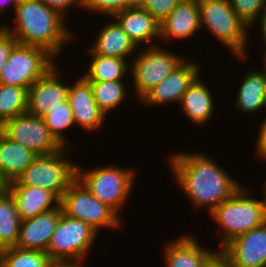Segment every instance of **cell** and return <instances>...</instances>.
I'll return each instance as SVG.
<instances>
[{
  "instance_id": "cell-1",
  "label": "cell",
  "mask_w": 266,
  "mask_h": 267,
  "mask_svg": "<svg viewBox=\"0 0 266 267\" xmlns=\"http://www.w3.org/2000/svg\"><path fill=\"white\" fill-rule=\"evenodd\" d=\"M169 157L176 184L196 209L208 207L207 213L210 214L241 187L238 180L228 175L207 154L181 151Z\"/></svg>"
},
{
  "instance_id": "cell-2",
  "label": "cell",
  "mask_w": 266,
  "mask_h": 267,
  "mask_svg": "<svg viewBox=\"0 0 266 267\" xmlns=\"http://www.w3.org/2000/svg\"><path fill=\"white\" fill-rule=\"evenodd\" d=\"M14 12L15 26H1L20 44L42 47L56 58L75 37L66 19L40 0H19Z\"/></svg>"
},
{
  "instance_id": "cell-3",
  "label": "cell",
  "mask_w": 266,
  "mask_h": 267,
  "mask_svg": "<svg viewBox=\"0 0 266 267\" xmlns=\"http://www.w3.org/2000/svg\"><path fill=\"white\" fill-rule=\"evenodd\" d=\"M248 192L241 186L209 214L223 231L219 234L222 235L219 250L234 238L266 222V207L262 199L250 198Z\"/></svg>"
},
{
  "instance_id": "cell-4",
  "label": "cell",
  "mask_w": 266,
  "mask_h": 267,
  "mask_svg": "<svg viewBox=\"0 0 266 267\" xmlns=\"http://www.w3.org/2000/svg\"><path fill=\"white\" fill-rule=\"evenodd\" d=\"M200 26H206L232 52L233 56L245 61L249 28L233 11L229 0H198Z\"/></svg>"
},
{
  "instance_id": "cell-5",
  "label": "cell",
  "mask_w": 266,
  "mask_h": 267,
  "mask_svg": "<svg viewBox=\"0 0 266 267\" xmlns=\"http://www.w3.org/2000/svg\"><path fill=\"white\" fill-rule=\"evenodd\" d=\"M72 147H63L55 153L37 155L16 181L10 185H31L52 192L61 200L64 192L76 179L77 164L66 159ZM67 151V152H66Z\"/></svg>"
},
{
  "instance_id": "cell-6",
  "label": "cell",
  "mask_w": 266,
  "mask_h": 267,
  "mask_svg": "<svg viewBox=\"0 0 266 267\" xmlns=\"http://www.w3.org/2000/svg\"><path fill=\"white\" fill-rule=\"evenodd\" d=\"M135 174L133 169L116 167L114 164L97 166L86 171L78 164L76 167V178L94 197L118 215L128 202Z\"/></svg>"
},
{
  "instance_id": "cell-7",
  "label": "cell",
  "mask_w": 266,
  "mask_h": 267,
  "mask_svg": "<svg viewBox=\"0 0 266 267\" xmlns=\"http://www.w3.org/2000/svg\"><path fill=\"white\" fill-rule=\"evenodd\" d=\"M60 206L64 214L87 223L98 233L103 228L122 226L120 215L94 197L77 178L64 192Z\"/></svg>"
},
{
  "instance_id": "cell-8",
  "label": "cell",
  "mask_w": 266,
  "mask_h": 267,
  "mask_svg": "<svg viewBox=\"0 0 266 267\" xmlns=\"http://www.w3.org/2000/svg\"><path fill=\"white\" fill-rule=\"evenodd\" d=\"M160 44L151 41V45L141 47L130 66L134 86V92L139 100L153 87L163 81L187 58L180 57L176 53L169 52Z\"/></svg>"
},
{
  "instance_id": "cell-9",
  "label": "cell",
  "mask_w": 266,
  "mask_h": 267,
  "mask_svg": "<svg viewBox=\"0 0 266 267\" xmlns=\"http://www.w3.org/2000/svg\"><path fill=\"white\" fill-rule=\"evenodd\" d=\"M56 58L46 49L17 43L0 74V84L27 90L55 64Z\"/></svg>"
},
{
  "instance_id": "cell-10",
  "label": "cell",
  "mask_w": 266,
  "mask_h": 267,
  "mask_svg": "<svg viewBox=\"0 0 266 267\" xmlns=\"http://www.w3.org/2000/svg\"><path fill=\"white\" fill-rule=\"evenodd\" d=\"M97 234L87 223L61 212L46 253L53 262L84 260Z\"/></svg>"
},
{
  "instance_id": "cell-11",
  "label": "cell",
  "mask_w": 266,
  "mask_h": 267,
  "mask_svg": "<svg viewBox=\"0 0 266 267\" xmlns=\"http://www.w3.org/2000/svg\"><path fill=\"white\" fill-rule=\"evenodd\" d=\"M0 131L36 155L52 154L63 148L50 133L44 119L28 112L5 121Z\"/></svg>"
},
{
  "instance_id": "cell-12",
  "label": "cell",
  "mask_w": 266,
  "mask_h": 267,
  "mask_svg": "<svg viewBox=\"0 0 266 267\" xmlns=\"http://www.w3.org/2000/svg\"><path fill=\"white\" fill-rule=\"evenodd\" d=\"M59 70L55 64L28 89V113L43 118L68 100L69 85L61 81Z\"/></svg>"
},
{
  "instance_id": "cell-13",
  "label": "cell",
  "mask_w": 266,
  "mask_h": 267,
  "mask_svg": "<svg viewBox=\"0 0 266 267\" xmlns=\"http://www.w3.org/2000/svg\"><path fill=\"white\" fill-rule=\"evenodd\" d=\"M221 251L231 267H266V222L234 238Z\"/></svg>"
},
{
  "instance_id": "cell-14",
  "label": "cell",
  "mask_w": 266,
  "mask_h": 267,
  "mask_svg": "<svg viewBox=\"0 0 266 267\" xmlns=\"http://www.w3.org/2000/svg\"><path fill=\"white\" fill-rule=\"evenodd\" d=\"M200 65L195 62H188L186 59L163 81L149 90L139 101L144 105H163L168 102H181L183 95L189 86L198 77ZM146 104V105H145Z\"/></svg>"
},
{
  "instance_id": "cell-15",
  "label": "cell",
  "mask_w": 266,
  "mask_h": 267,
  "mask_svg": "<svg viewBox=\"0 0 266 267\" xmlns=\"http://www.w3.org/2000/svg\"><path fill=\"white\" fill-rule=\"evenodd\" d=\"M68 102L77 126L87 132L102 128L106 115L96 104L91 84L83 75L69 86Z\"/></svg>"
},
{
  "instance_id": "cell-16",
  "label": "cell",
  "mask_w": 266,
  "mask_h": 267,
  "mask_svg": "<svg viewBox=\"0 0 266 267\" xmlns=\"http://www.w3.org/2000/svg\"><path fill=\"white\" fill-rule=\"evenodd\" d=\"M201 29L198 0H182L160 23V39H192Z\"/></svg>"
},
{
  "instance_id": "cell-17",
  "label": "cell",
  "mask_w": 266,
  "mask_h": 267,
  "mask_svg": "<svg viewBox=\"0 0 266 267\" xmlns=\"http://www.w3.org/2000/svg\"><path fill=\"white\" fill-rule=\"evenodd\" d=\"M61 206L34 218L22 220L16 248L47 251L51 236L56 229Z\"/></svg>"
},
{
  "instance_id": "cell-18",
  "label": "cell",
  "mask_w": 266,
  "mask_h": 267,
  "mask_svg": "<svg viewBox=\"0 0 266 267\" xmlns=\"http://www.w3.org/2000/svg\"><path fill=\"white\" fill-rule=\"evenodd\" d=\"M8 192L13 197L22 220L55 210L60 200L50 191L31 185H9Z\"/></svg>"
},
{
  "instance_id": "cell-19",
  "label": "cell",
  "mask_w": 266,
  "mask_h": 267,
  "mask_svg": "<svg viewBox=\"0 0 266 267\" xmlns=\"http://www.w3.org/2000/svg\"><path fill=\"white\" fill-rule=\"evenodd\" d=\"M114 18L123 31L139 48L142 43L160 38V23L140 5L127 8L117 14Z\"/></svg>"
},
{
  "instance_id": "cell-20",
  "label": "cell",
  "mask_w": 266,
  "mask_h": 267,
  "mask_svg": "<svg viewBox=\"0 0 266 267\" xmlns=\"http://www.w3.org/2000/svg\"><path fill=\"white\" fill-rule=\"evenodd\" d=\"M193 237L186 234L167 242L163 250L167 267H203L215 251L199 245Z\"/></svg>"
},
{
  "instance_id": "cell-21",
  "label": "cell",
  "mask_w": 266,
  "mask_h": 267,
  "mask_svg": "<svg viewBox=\"0 0 266 267\" xmlns=\"http://www.w3.org/2000/svg\"><path fill=\"white\" fill-rule=\"evenodd\" d=\"M104 26L89 47L92 54L128 59L138 47L123 31L115 19ZM133 53V54H132Z\"/></svg>"
},
{
  "instance_id": "cell-22",
  "label": "cell",
  "mask_w": 266,
  "mask_h": 267,
  "mask_svg": "<svg viewBox=\"0 0 266 267\" xmlns=\"http://www.w3.org/2000/svg\"><path fill=\"white\" fill-rule=\"evenodd\" d=\"M210 88L198 76L189 86L180 102L181 110L194 125H206L214 111V99Z\"/></svg>"
},
{
  "instance_id": "cell-23",
  "label": "cell",
  "mask_w": 266,
  "mask_h": 267,
  "mask_svg": "<svg viewBox=\"0 0 266 267\" xmlns=\"http://www.w3.org/2000/svg\"><path fill=\"white\" fill-rule=\"evenodd\" d=\"M263 69L248 71L238 88L235 106L242 113L252 114L265 108L266 69Z\"/></svg>"
},
{
  "instance_id": "cell-24",
  "label": "cell",
  "mask_w": 266,
  "mask_h": 267,
  "mask_svg": "<svg viewBox=\"0 0 266 267\" xmlns=\"http://www.w3.org/2000/svg\"><path fill=\"white\" fill-rule=\"evenodd\" d=\"M36 156L0 131V170L9 183L16 181Z\"/></svg>"
},
{
  "instance_id": "cell-25",
  "label": "cell",
  "mask_w": 266,
  "mask_h": 267,
  "mask_svg": "<svg viewBox=\"0 0 266 267\" xmlns=\"http://www.w3.org/2000/svg\"><path fill=\"white\" fill-rule=\"evenodd\" d=\"M87 52L91 55V64L89 63L88 70L83 76L89 82L123 81V77L127 73L130 74L127 72L131 67L127 59Z\"/></svg>"
},
{
  "instance_id": "cell-26",
  "label": "cell",
  "mask_w": 266,
  "mask_h": 267,
  "mask_svg": "<svg viewBox=\"0 0 266 267\" xmlns=\"http://www.w3.org/2000/svg\"><path fill=\"white\" fill-rule=\"evenodd\" d=\"M22 219L9 192L0 194V250L15 247Z\"/></svg>"
},
{
  "instance_id": "cell-27",
  "label": "cell",
  "mask_w": 266,
  "mask_h": 267,
  "mask_svg": "<svg viewBox=\"0 0 266 267\" xmlns=\"http://www.w3.org/2000/svg\"><path fill=\"white\" fill-rule=\"evenodd\" d=\"M52 263L42 251L16 247L0 250V267H51Z\"/></svg>"
},
{
  "instance_id": "cell-28",
  "label": "cell",
  "mask_w": 266,
  "mask_h": 267,
  "mask_svg": "<svg viewBox=\"0 0 266 267\" xmlns=\"http://www.w3.org/2000/svg\"><path fill=\"white\" fill-rule=\"evenodd\" d=\"M28 90L0 84V126L7 120L27 112Z\"/></svg>"
},
{
  "instance_id": "cell-29",
  "label": "cell",
  "mask_w": 266,
  "mask_h": 267,
  "mask_svg": "<svg viewBox=\"0 0 266 267\" xmlns=\"http://www.w3.org/2000/svg\"><path fill=\"white\" fill-rule=\"evenodd\" d=\"M125 81L90 82L94 100L105 115L127 98Z\"/></svg>"
},
{
  "instance_id": "cell-30",
  "label": "cell",
  "mask_w": 266,
  "mask_h": 267,
  "mask_svg": "<svg viewBox=\"0 0 266 267\" xmlns=\"http://www.w3.org/2000/svg\"><path fill=\"white\" fill-rule=\"evenodd\" d=\"M47 128L54 138L63 146L70 147L67 141L68 138H65L64 131L69 129L75 124L73 111L70 107L68 100L62 103L59 107L54 109V111L49 112L43 117Z\"/></svg>"
},
{
  "instance_id": "cell-31",
  "label": "cell",
  "mask_w": 266,
  "mask_h": 267,
  "mask_svg": "<svg viewBox=\"0 0 266 267\" xmlns=\"http://www.w3.org/2000/svg\"><path fill=\"white\" fill-rule=\"evenodd\" d=\"M139 0H84V10L113 17L131 7H138Z\"/></svg>"
},
{
  "instance_id": "cell-32",
  "label": "cell",
  "mask_w": 266,
  "mask_h": 267,
  "mask_svg": "<svg viewBox=\"0 0 266 267\" xmlns=\"http://www.w3.org/2000/svg\"><path fill=\"white\" fill-rule=\"evenodd\" d=\"M233 11L247 25L253 27L266 7V0H229Z\"/></svg>"
},
{
  "instance_id": "cell-33",
  "label": "cell",
  "mask_w": 266,
  "mask_h": 267,
  "mask_svg": "<svg viewBox=\"0 0 266 267\" xmlns=\"http://www.w3.org/2000/svg\"><path fill=\"white\" fill-rule=\"evenodd\" d=\"M182 0H139V5L161 23Z\"/></svg>"
},
{
  "instance_id": "cell-34",
  "label": "cell",
  "mask_w": 266,
  "mask_h": 267,
  "mask_svg": "<svg viewBox=\"0 0 266 267\" xmlns=\"http://www.w3.org/2000/svg\"><path fill=\"white\" fill-rule=\"evenodd\" d=\"M18 41L8 33L2 26L0 27V74L3 66L9 58L10 52Z\"/></svg>"
},
{
  "instance_id": "cell-35",
  "label": "cell",
  "mask_w": 266,
  "mask_h": 267,
  "mask_svg": "<svg viewBox=\"0 0 266 267\" xmlns=\"http://www.w3.org/2000/svg\"><path fill=\"white\" fill-rule=\"evenodd\" d=\"M40 1H42L47 7L56 11L63 18L65 17V14L72 6L73 7L77 6L79 8L82 7L81 9H84V0H40Z\"/></svg>"
},
{
  "instance_id": "cell-36",
  "label": "cell",
  "mask_w": 266,
  "mask_h": 267,
  "mask_svg": "<svg viewBox=\"0 0 266 267\" xmlns=\"http://www.w3.org/2000/svg\"><path fill=\"white\" fill-rule=\"evenodd\" d=\"M260 131L258 133L256 141V153L259 156L260 161L266 160V119L260 124ZM262 159V160H261Z\"/></svg>"
},
{
  "instance_id": "cell-37",
  "label": "cell",
  "mask_w": 266,
  "mask_h": 267,
  "mask_svg": "<svg viewBox=\"0 0 266 267\" xmlns=\"http://www.w3.org/2000/svg\"><path fill=\"white\" fill-rule=\"evenodd\" d=\"M215 251L216 252L206 260L203 267H231L228 257L219 249Z\"/></svg>"
},
{
  "instance_id": "cell-38",
  "label": "cell",
  "mask_w": 266,
  "mask_h": 267,
  "mask_svg": "<svg viewBox=\"0 0 266 267\" xmlns=\"http://www.w3.org/2000/svg\"><path fill=\"white\" fill-rule=\"evenodd\" d=\"M257 21L260 22V30L262 32L261 35H262V39H263L262 41L266 47V7L264 8V11L259 15ZM265 52H266V49H265Z\"/></svg>"
},
{
  "instance_id": "cell-39",
  "label": "cell",
  "mask_w": 266,
  "mask_h": 267,
  "mask_svg": "<svg viewBox=\"0 0 266 267\" xmlns=\"http://www.w3.org/2000/svg\"><path fill=\"white\" fill-rule=\"evenodd\" d=\"M51 267H84L82 260L77 261H55ZM86 267V266H85Z\"/></svg>"
},
{
  "instance_id": "cell-40",
  "label": "cell",
  "mask_w": 266,
  "mask_h": 267,
  "mask_svg": "<svg viewBox=\"0 0 266 267\" xmlns=\"http://www.w3.org/2000/svg\"><path fill=\"white\" fill-rule=\"evenodd\" d=\"M10 183L4 177L2 171L0 170V194L8 192Z\"/></svg>"
},
{
  "instance_id": "cell-41",
  "label": "cell",
  "mask_w": 266,
  "mask_h": 267,
  "mask_svg": "<svg viewBox=\"0 0 266 267\" xmlns=\"http://www.w3.org/2000/svg\"><path fill=\"white\" fill-rule=\"evenodd\" d=\"M19 0H0V13L3 14L4 10L6 9L4 5H8V4H12V6L14 7V10H15V7L17 5Z\"/></svg>"
},
{
  "instance_id": "cell-42",
  "label": "cell",
  "mask_w": 266,
  "mask_h": 267,
  "mask_svg": "<svg viewBox=\"0 0 266 267\" xmlns=\"http://www.w3.org/2000/svg\"><path fill=\"white\" fill-rule=\"evenodd\" d=\"M263 188H264V191L262 194H264V198L262 199V202L264 203L265 207H266V181L263 183Z\"/></svg>"
},
{
  "instance_id": "cell-43",
  "label": "cell",
  "mask_w": 266,
  "mask_h": 267,
  "mask_svg": "<svg viewBox=\"0 0 266 267\" xmlns=\"http://www.w3.org/2000/svg\"><path fill=\"white\" fill-rule=\"evenodd\" d=\"M263 57H264L263 60H264V65H265L264 68L266 69V52Z\"/></svg>"
},
{
  "instance_id": "cell-44",
  "label": "cell",
  "mask_w": 266,
  "mask_h": 267,
  "mask_svg": "<svg viewBox=\"0 0 266 267\" xmlns=\"http://www.w3.org/2000/svg\"><path fill=\"white\" fill-rule=\"evenodd\" d=\"M264 107L266 109V94H265V102H264Z\"/></svg>"
}]
</instances>
